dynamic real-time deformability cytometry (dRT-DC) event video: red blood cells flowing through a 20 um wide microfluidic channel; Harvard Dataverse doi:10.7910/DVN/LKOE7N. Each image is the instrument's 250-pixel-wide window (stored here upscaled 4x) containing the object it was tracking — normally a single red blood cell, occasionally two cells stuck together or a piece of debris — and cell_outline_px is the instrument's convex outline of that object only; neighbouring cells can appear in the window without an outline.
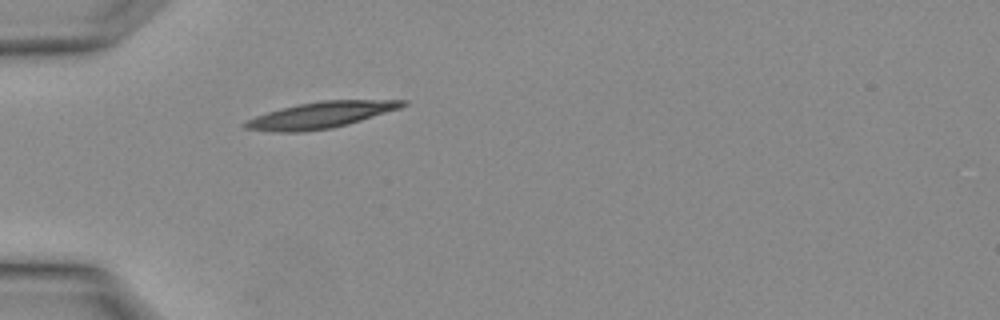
{"species": "Egyptian fruit bat (a non-hibernating species)", "species_latin": "Rousettus aegyptiacus", "temperature_condition": "warm", "stored_images_in_passage": 2, "camera_frame_rate_fps": 3000, "um_per_image_px": 0.085, "animal": {"sex": "female"}, "frame": {"image": 1, "passage_image": 2, "time_ms": 0.333, "image_size_px": [1000, 320], "cell_outline_px": [[408, 104], [400, 108], [348, 124], [332, 128], [300, 132], [272, 132], [244, 128], [240, 124], [256, 116], [280, 108], [320, 100], [408, 100]], "centroid_in_image_um": [27.25, 9.78], "position_along_channel_um": 57.8, "area_um2": 24.04}}